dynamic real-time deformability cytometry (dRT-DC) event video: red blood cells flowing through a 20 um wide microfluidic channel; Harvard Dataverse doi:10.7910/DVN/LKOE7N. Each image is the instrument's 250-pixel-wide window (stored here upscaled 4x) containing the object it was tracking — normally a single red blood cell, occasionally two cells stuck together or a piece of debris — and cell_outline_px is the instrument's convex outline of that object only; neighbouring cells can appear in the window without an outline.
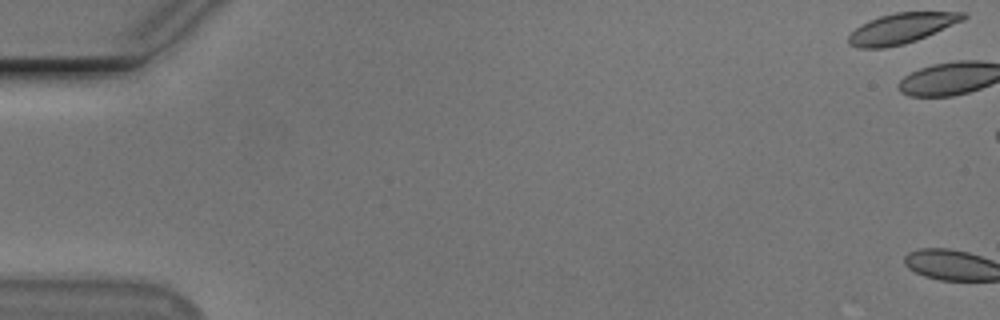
{"species": "Egyptian fruit bat (a non-hibernating species)", "species_latin": "Rousettus aegyptiacus", "temperature_condition": "cold", "stored_images_in_passage": 3, "camera_frame_rate_fps": 3000, "um_per_image_px": 0.085, "animal": {"sex": "male"}, "frame": {"image": 1, "passage_image": 1, "time_ms": 0.0, "image_size_px": [1000, 320], "cell_outline_px": [[968, 16], [964, 20], [916, 40], [904, 44], [884, 48], [860, 48], [848, 44], [848, 36], [860, 24], [868, 20], [880, 16], [896, 12], [968, 12]], "centroid_in_image_um": [76.62, 2.4], "position_along_channel_um": 8.4, "area_um2": 20.23}}